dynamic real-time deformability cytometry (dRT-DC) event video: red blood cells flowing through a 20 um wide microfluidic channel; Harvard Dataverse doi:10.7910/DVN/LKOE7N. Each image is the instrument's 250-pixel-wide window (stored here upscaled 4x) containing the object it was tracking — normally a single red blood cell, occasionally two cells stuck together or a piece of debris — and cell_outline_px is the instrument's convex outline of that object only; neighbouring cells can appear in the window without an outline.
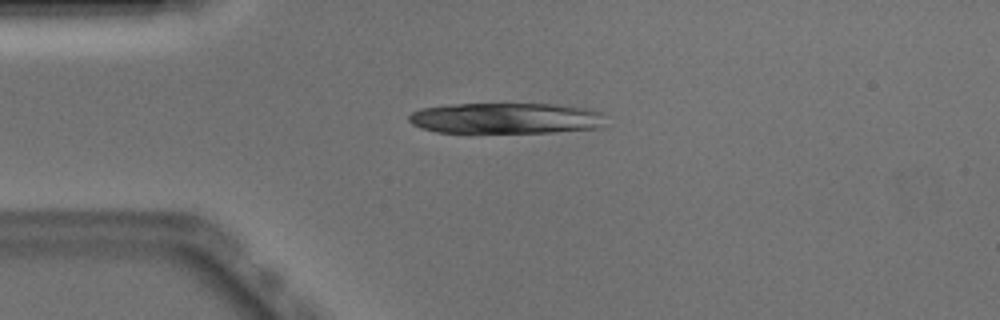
{"species": "Egyptian fruit bat (a non-hibernating species)", "species_latin": "Rousettus aegyptiacus", "temperature_condition": "warm", "stored_images_in_passage": 37, "camera_frame_rate_fps": 3000, "um_per_image_px": 0.085, "animal": {"sex": "male"}, "frame": {"image": 1, "passage_image": 11, "time_ms": 3.333, "image_size_px": [1000, 320], "cell_outline_px": [[604, 128], [552, 132], [436, 132], [420, 128], [412, 124], [408, 120], [408, 116], [412, 112], [420, 108], [452, 104], [556, 104], [584, 108], [604, 112]], "centroid_in_image_um": [43.02, 10.05], "position_along_channel_um": 42.0, "area_um2": 35.66}}